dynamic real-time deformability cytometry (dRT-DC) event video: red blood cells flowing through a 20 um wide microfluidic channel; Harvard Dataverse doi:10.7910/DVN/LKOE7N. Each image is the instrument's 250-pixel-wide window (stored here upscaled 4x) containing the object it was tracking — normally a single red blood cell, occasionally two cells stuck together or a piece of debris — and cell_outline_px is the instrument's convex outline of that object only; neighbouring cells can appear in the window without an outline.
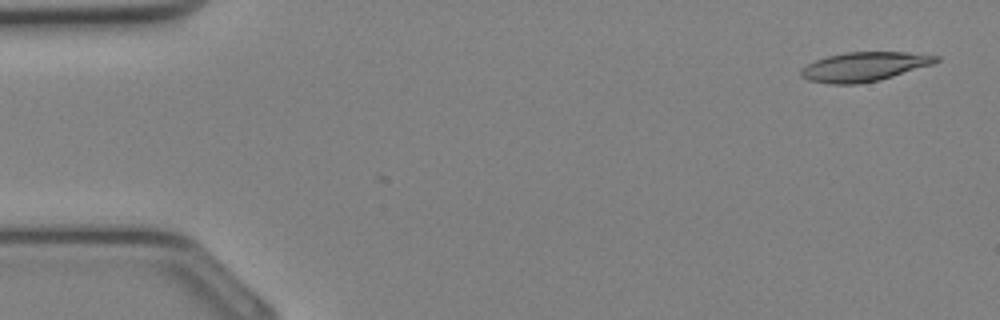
{"species": "Egyptian fruit bat (a non-hibernating species)", "species_latin": "Rousettus aegyptiacus", "temperature_condition": "cold", "stored_images_in_passage": 33, "camera_frame_rate_fps": 3000, "um_per_image_px": 0.085, "animal": {"sex": "female"}, "frame": {"image": 1, "passage_image": 1, "time_ms": 0.0, "image_size_px": [1000, 320], "cell_outline_px": [[940, 60], [932, 64], [880, 80], [856, 84], [828, 84], [808, 80], [800, 76], [800, 68], [816, 60], [828, 56], [848, 52], [908, 52], [940, 56]], "centroid_in_image_um": [73.44, 5.67], "position_along_channel_um": 11.6, "area_um2": 22.95}}
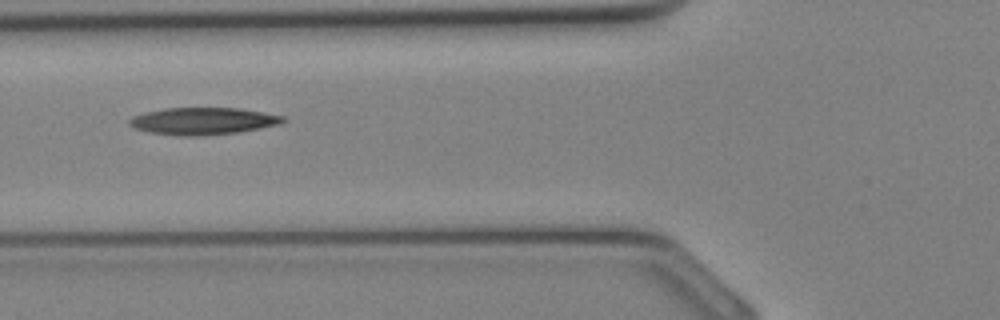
{"frame": {"image": 2, "passage_image": 12, "time_ms": 3.667, "image_size_px": [1000, 320], "cell_outline_px": [[288, 120], [280, 124], [240, 132], [196, 136], [184, 136], [148, 132], [132, 128], [128, 124], [128, 120], [132, 116], [144, 112], [164, 108], [240, 108], [264, 112], [284, 116]], "centroid_in_image_um": [17.24, 10.29], "position_along_channel_um": 108.6, "area_um2": 24.51}}
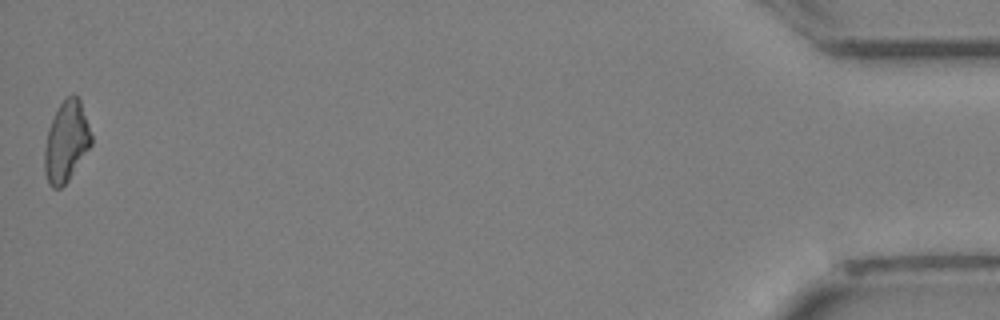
{"frame": {"image": 3, "passage_image": 33, "time_ms": 10.667, "image_size_px": [1000, 320], "cell_outline_px": [[92, 144], [68, 180], [60, 188], [52, 188], [48, 184], [44, 172], [44, 148], [48, 128], [60, 104], [72, 92], [80, 100], [92, 136]], "centroid_in_image_um": [5.62, 12.05], "position_along_channel_um": 429.6, "area_um2": 21.79}}